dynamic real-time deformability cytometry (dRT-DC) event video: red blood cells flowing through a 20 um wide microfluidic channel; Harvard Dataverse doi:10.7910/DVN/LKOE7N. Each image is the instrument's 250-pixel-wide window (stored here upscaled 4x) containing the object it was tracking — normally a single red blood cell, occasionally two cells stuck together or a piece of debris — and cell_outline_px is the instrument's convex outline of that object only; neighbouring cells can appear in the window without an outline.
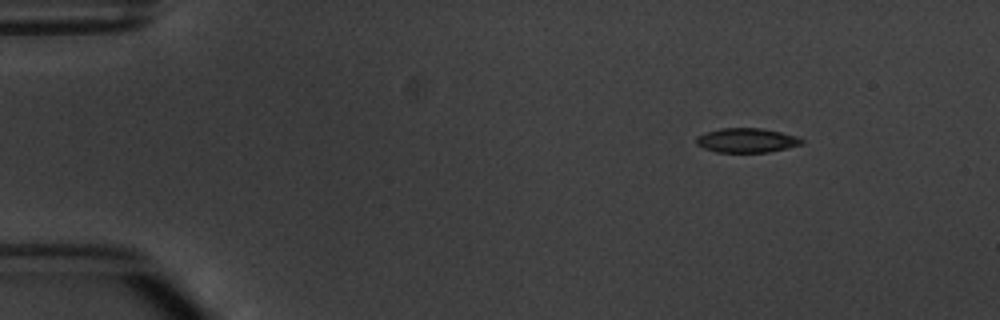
{"species": "common noctule bat (a hibernating species)", "species_latin": "Nyctalus noctula", "temperature_condition": "warm", "stored_images_in_passage": 7, "camera_frame_rate_fps": 3000, "um_per_image_px": 0.085, "animal": {"sex": "male", "body_mass_g": 20.1, "forearm_length_mm": 53.5}, "frame": {"image": 1, "passage_image": 1, "time_ms": 0.0, "image_size_px": [1000, 320], "cell_outline_px": [[804, 144], [788, 148], [768, 152], [716, 152], [704, 148], [696, 144], [696, 136], [704, 132], [720, 128], [760, 128], [780, 132], [796, 136], [804, 140]], "centroid_in_image_um": [63.45, 11.93], "position_along_channel_um": 21.5, "area_um2": 15.09}}
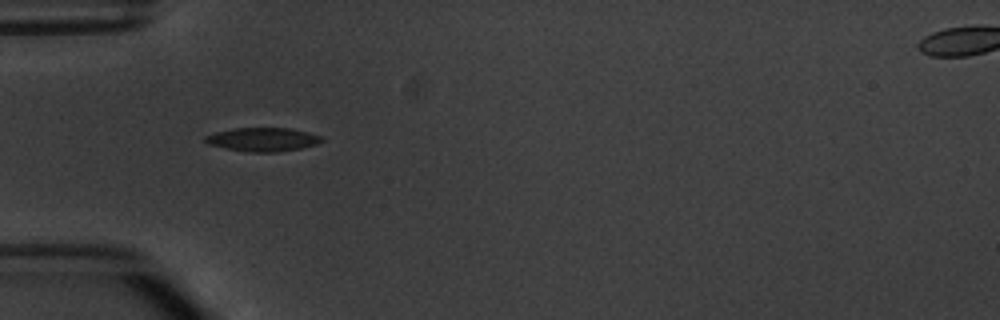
{"frame": {"image": 2, "passage_image": 4, "time_ms": 3.333, "image_size_px": [1000, 320], "cell_outline_px": [[324, 140], [316, 144], [300, 148], [276, 152], [248, 152], [208, 144], [204, 140], [204, 136], [216, 132], [236, 128], [288, 128], [308, 132], [320, 136]], "centroid_in_image_um": [22.33, 11.85], "position_along_channel_um": 62.7, "area_um2": 15.84}}
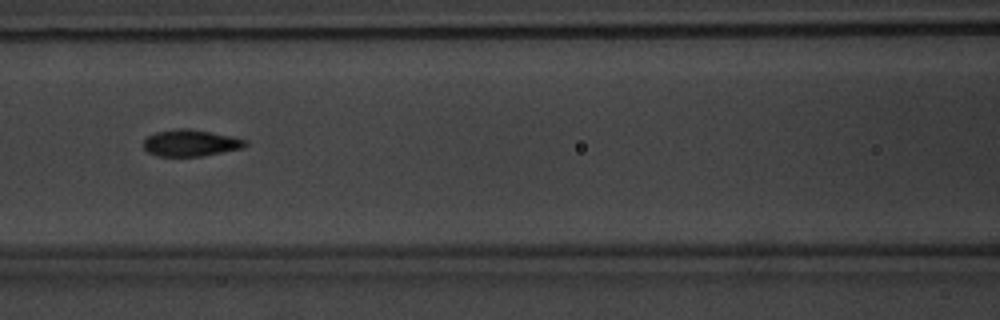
{"frame": {"image": 3, "passage_image": 6, "time_ms": 5.667, "image_size_px": [1000, 320], "cell_outline_px": [[248, 144], [244, 148], [200, 156], [156, 156], [148, 152], [144, 148], [144, 140], [148, 136], [156, 132], [180, 128], [188, 128], [232, 136], [248, 140]], "centroid_in_image_um": [16.23, 12.15], "position_along_channel_um": 150.4, "area_um2": 15.78}}